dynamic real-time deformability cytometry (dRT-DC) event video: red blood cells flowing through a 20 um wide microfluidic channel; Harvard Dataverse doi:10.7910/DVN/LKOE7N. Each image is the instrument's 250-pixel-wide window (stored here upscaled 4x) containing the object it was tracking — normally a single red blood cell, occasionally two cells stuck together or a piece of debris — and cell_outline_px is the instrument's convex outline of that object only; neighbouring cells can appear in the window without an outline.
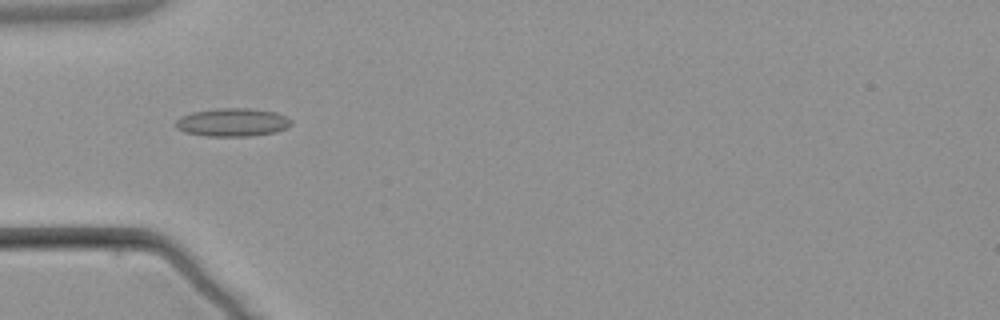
{"species": "common noctule bat (a hibernating species)", "species_latin": "Nyctalus noctula", "temperature_condition": "warm", "stored_images_in_passage": 6, "camera_frame_rate_fps": 3000, "um_per_image_px": 0.085, "animal": {"sex": "male", "body_mass_g": 21.5, "forearm_length_mm": 52.0}, "frame": {"image": 1, "passage_image": 5, "time_ms": 4.667, "image_size_px": [1000, 320], "cell_outline_px": [[292, 124], [288, 128], [276, 132], [252, 136], [208, 136], [184, 132], [176, 128], [176, 120], [180, 116], [192, 112], [216, 108], [248, 108], [276, 112], [288, 116], [292, 120]], "centroid_in_image_um": [19.8, 10.39], "position_along_channel_um": 65.2, "area_um2": 19.25}}
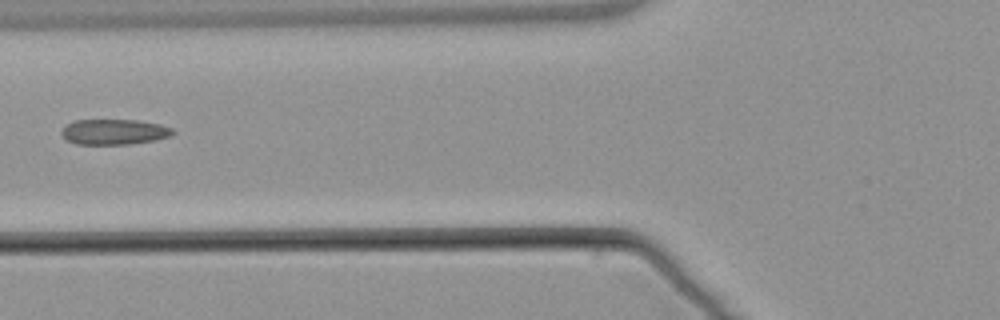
{"frame": {"image": 2, "passage_image": 6, "time_ms": 6.0, "image_size_px": [1000, 320], "cell_outline_px": [[176, 132], [172, 136], [156, 140], [128, 144], [76, 144], [68, 140], [60, 132], [68, 124], [76, 120], [140, 120], [160, 124], [172, 128]], "centroid_in_image_um": [9.77, 11.21], "position_along_channel_um": 116.0, "area_um2": 16.47}}